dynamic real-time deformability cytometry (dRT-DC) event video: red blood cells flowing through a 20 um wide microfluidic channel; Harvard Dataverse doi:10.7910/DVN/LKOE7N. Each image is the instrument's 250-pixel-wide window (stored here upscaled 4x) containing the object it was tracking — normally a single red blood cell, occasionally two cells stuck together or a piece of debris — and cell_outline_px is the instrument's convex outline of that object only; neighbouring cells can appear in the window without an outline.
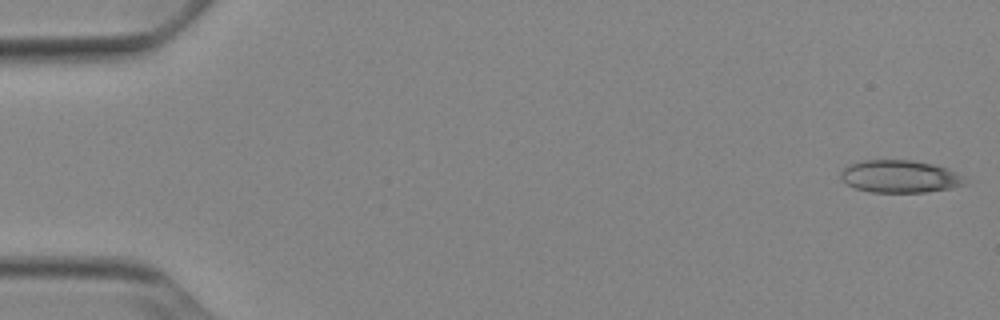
{"species": "Egyptian fruit bat (a non-hibernating species)", "species_latin": "Rousettus aegyptiacus", "temperature_condition": "cold", "stored_images_in_passage": 52, "camera_frame_rate_fps": 3000, "um_per_image_px": 0.085, "animal": {"sex": "female"}, "frame": {"image": 1, "passage_image": 1, "time_ms": 0.0, "image_size_px": [1000, 320], "cell_outline_px": [[968, 184], [952, 188], [924, 192], [872, 192], [856, 188], [848, 184], [840, 176], [840, 172], [848, 164], [864, 160], [912, 160], [936, 164], [948, 168], [964, 176], [968, 180]], "centroid_in_image_um": [76.56, 14.99], "position_along_channel_um": 8.4, "area_um2": 23.76}}
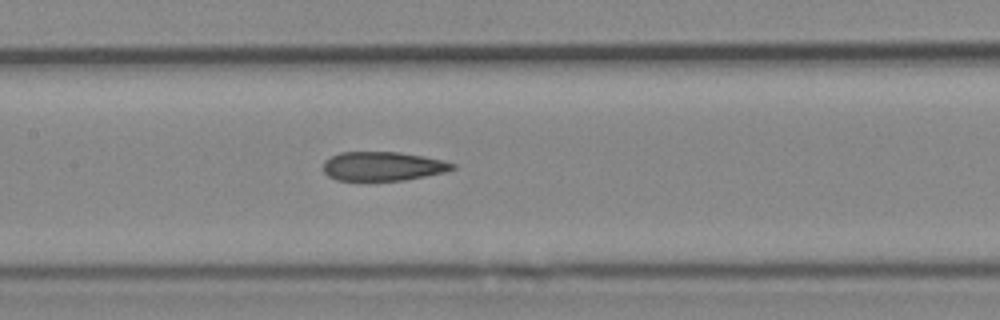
{"frame": {"image": 2, "passage_image": 25, "time_ms": 8.0, "image_size_px": [1000, 320], "cell_outline_px": [[456, 168], [448, 172], [404, 180], [336, 180], [328, 176], [324, 172], [324, 160], [340, 152], [400, 152], [424, 156], [444, 160], [456, 164]], "centroid_in_image_um": [32.59, 14.13], "position_along_channel_um": 174.8, "area_um2": 22.02}}
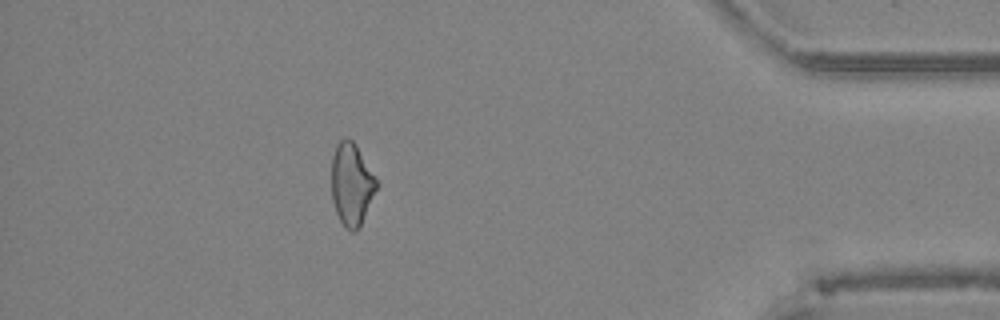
{"frame": {"image": 3, "passage_image": 46, "time_ms": 15.0, "image_size_px": [1000, 320], "cell_outline_px": [[380, 184], [360, 228], [356, 232], [352, 232], [340, 220], [336, 212], [332, 200], [332, 156], [336, 144], [344, 136], [348, 136], [356, 144]], "centroid_in_image_um": [29.91, 15.64], "position_along_channel_um": 405.3, "area_um2": 22.02}, "authors_computed_cell_mechanics": {"area_um2": 23.3223, "velocity_mm_per_s": 3.9023, "shape_relaxation_time_tau1_ms": null, "shape_relaxation_time_tau2_ms": 3.2512, "deformation_change_tau1": null, "deformation_change_tau2": 0.1155}}